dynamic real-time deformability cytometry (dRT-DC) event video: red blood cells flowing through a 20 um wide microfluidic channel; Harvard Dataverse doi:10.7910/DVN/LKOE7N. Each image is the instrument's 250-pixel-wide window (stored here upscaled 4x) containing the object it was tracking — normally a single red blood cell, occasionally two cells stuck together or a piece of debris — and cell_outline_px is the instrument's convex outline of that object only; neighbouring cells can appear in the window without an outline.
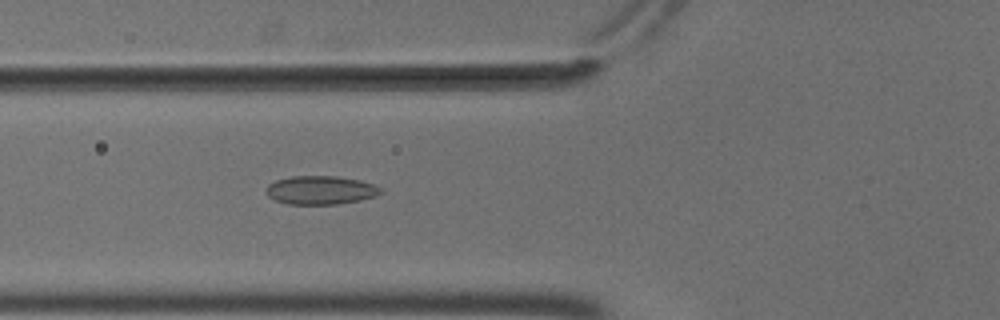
{"species": "common noctule bat (a hibernating species)", "species_latin": "Nyctalus noctula", "temperature_condition": "cold", "stored_images_in_passage": 53, "camera_frame_rate_fps": 3000, "um_per_image_px": 0.085, "animal": {"sex": "male", "body_mass_g": 18.8}, "frame": {"image": 1, "passage_image": 19, "time_ms": 6.0, "image_size_px": [1000, 320], "cell_outline_px": [[384, 188], [376, 196], [360, 200], [336, 204], [288, 204], [276, 200], [268, 196], [268, 184], [276, 180], [292, 176], [336, 176], [360, 180]], "centroid_in_image_um": [27.28, 16.16], "position_along_channel_um": 98.5, "area_um2": 18.9}}
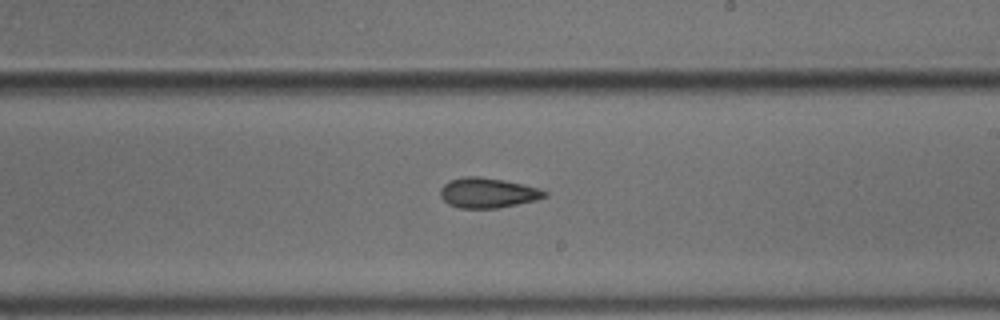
{"frame": {"image": 2, "passage_image": 31, "time_ms": 10.0, "image_size_px": [1000, 320], "cell_outline_px": [[548, 196], [536, 200], [496, 208], [460, 208], [448, 204], [440, 196], [440, 188], [444, 184], [452, 180], [464, 176], [480, 176], [520, 184], [536, 188], [548, 192]], "centroid_in_image_um": [41.42, 16.4], "position_along_channel_um": 247.6, "area_um2": 17.98}}
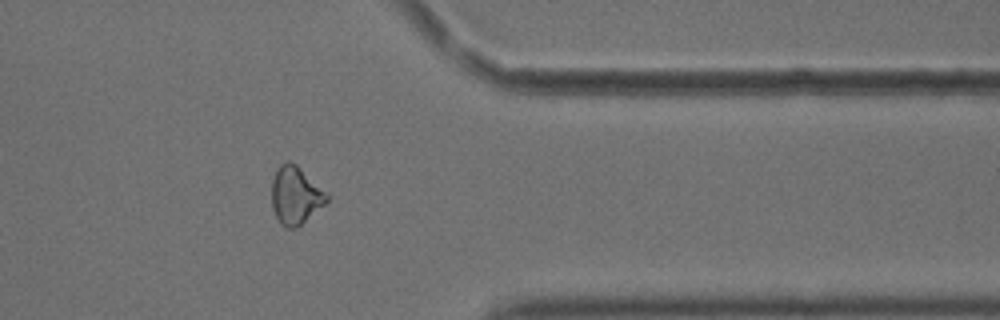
{"frame": {"image": 3, "passage_image": 43, "time_ms": 14.0, "image_size_px": [1000, 320], "cell_outline_px": [[328, 200], [324, 204], [296, 228], [288, 228], [280, 224], [272, 208], [272, 180], [276, 168], [280, 164], [288, 160], [296, 164], [328, 192]], "centroid_in_image_um": [25.11, 16.58], "position_along_channel_um": 386.3, "area_um2": 18.55}, "authors_computed_cell_mechanics": {"area_um2": 18.785, "velocity_mm_per_s": 3.7086, "shape_relaxation_time_tau1_ms": 10.3131, "shape_relaxation_time_tau2_ms": 4.6832, "deformation_change_tau1": 0.1278, "deformation_change_tau2": 0.1018}}